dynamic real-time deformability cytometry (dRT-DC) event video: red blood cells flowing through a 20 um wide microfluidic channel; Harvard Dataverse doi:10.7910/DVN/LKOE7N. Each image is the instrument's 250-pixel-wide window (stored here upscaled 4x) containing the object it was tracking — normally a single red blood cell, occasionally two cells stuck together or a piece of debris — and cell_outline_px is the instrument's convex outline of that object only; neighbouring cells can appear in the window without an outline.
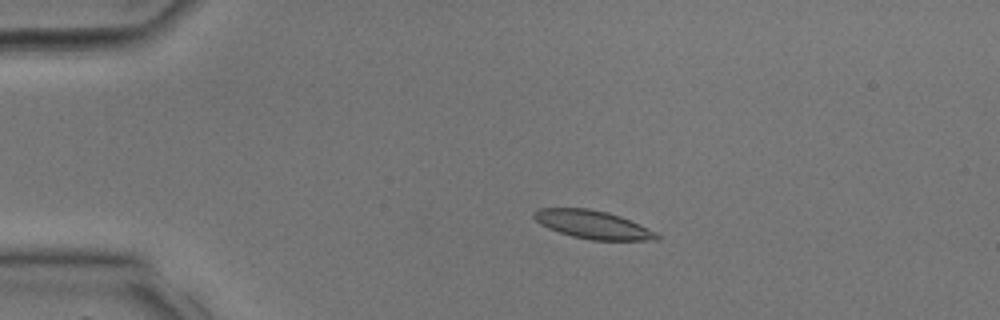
{"species": "common noctule bat (a hibernating species)", "species_latin": "Nyctalus noctula", "temperature_condition": "room temperature", "stored_images_in_passage": 27, "camera_frame_rate_fps": 3000, "um_per_image_px": 0.085, "animal": {"sex": "male", "body_mass_g": 17.9, "forearm_length_mm": 54.2}, "frame": {"image": 1, "passage_image": 1, "time_ms": 0.0, "image_size_px": [1000, 320], "cell_outline_px": [[660, 240], [592, 240], [572, 236], [548, 228], [540, 224], [532, 216], [532, 212], [536, 208], [588, 208], [608, 212], [620, 216], [640, 224], [656, 232], [660, 236]], "centroid_in_image_um": [50.38, 19.08], "position_along_channel_um": 34.6, "area_um2": 20.29}}
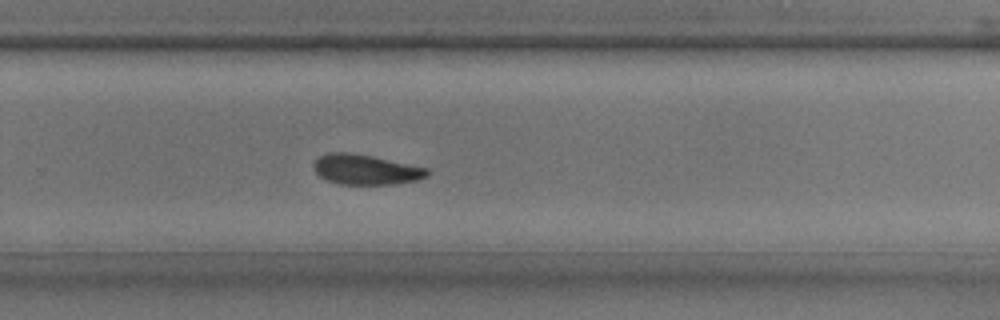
{"frame": {"image": 2, "passage_image": 16, "time_ms": 5.0, "image_size_px": [1000, 320], "cell_outline_px": [[428, 176], [416, 180], [392, 184], [340, 184], [328, 180], [320, 176], [316, 172], [312, 164], [320, 156], [328, 152], [348, 152], [372, 156], [428, 168]], "centroid_in_image_um": [31.07, 14.4], "position_along_channel_um": 298.7, "area_um2": 19.71}}
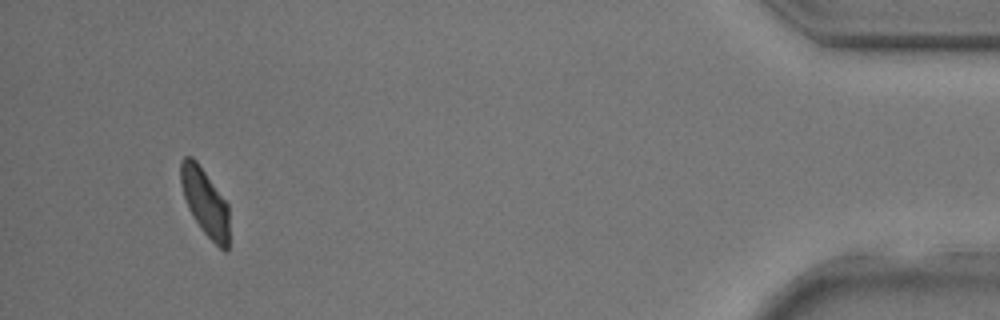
{"frame": {"image": 3, "passage_image": 25, "time_ms": 8.0, "image_size_px": [1000, 320], "cell_outline_px": [[228, 252], [224, 252], [200, 228], [188, 208], [180, 184], [180, 160], [184, 156], [192, 156], [196, 160], [228, 204]], "centroid_in_image_um": [17.41, 17.16], "position_along_channel_um": 417.8, "area_um2": 18.9}}